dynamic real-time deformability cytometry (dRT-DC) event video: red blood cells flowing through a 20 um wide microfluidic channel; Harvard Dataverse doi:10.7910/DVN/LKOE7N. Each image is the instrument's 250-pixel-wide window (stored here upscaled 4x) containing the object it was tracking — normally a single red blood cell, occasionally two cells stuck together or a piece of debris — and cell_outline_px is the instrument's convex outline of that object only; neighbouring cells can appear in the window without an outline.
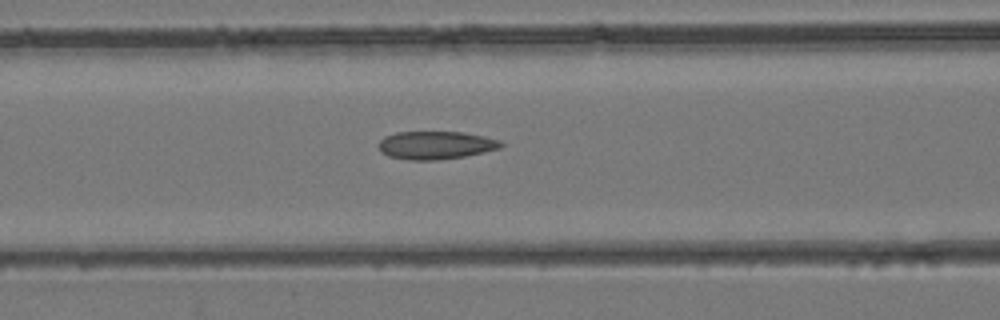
{"species": "common noctule bat (a hibernating species)", "species_latin": "Nyctalus noctula", "temperature_condition": "room temperature", "stored_images_in_passage": 43, "camera_frame_rate_fps": 3000, "um_per_image_px": 0.085, "animal": {"sex": "female", "body_mass_g": 24.6, "forearm_length_mm": 56.2}, "frame": {"image": 1, "passage_image": 18, "time_ms": 5.667, "image_size_px": [1000, 320], "cell_outline_px": [[504, 144], [500, 148], [464, 156], [436, 160], [408, 160], [388, 156], [380, 152], [376, 144], [384, 136], [396, 132], [464, 132], [484, 136], [500, 140]], "centroid_in_image_um": [36.98, 12.34], "position_along_channel_um": 129.6, "area_um2": 20.11}}
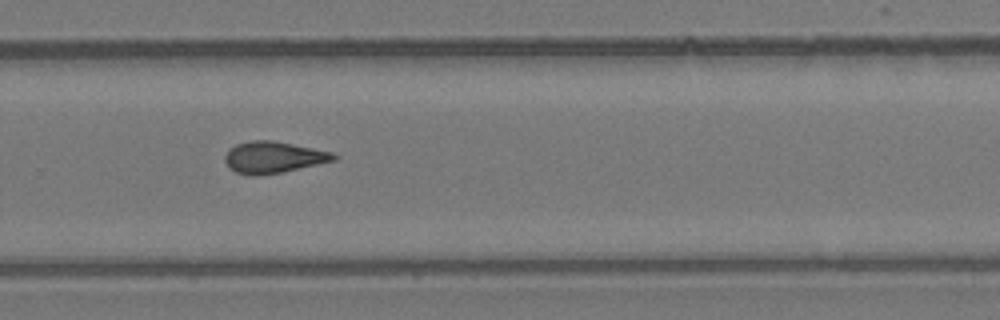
{"frame": {"image": 2, "passage_image": 29, "time_ms": 9.333, "image_size_px": [1000, 320], "cell_outline_px": [[340, 156], [336, 160], [280, 172], [256, 176], [248, 176], [236, 172], [228, 168], [224, 160], [224, 156], [228, 148], [236, 144], [252, 140], [272, 140], [332, 152]], "centroid_in_image_um": [23.19, 13.37], "position_along_channel_um": 306.6, "area_um2": 20.06}}
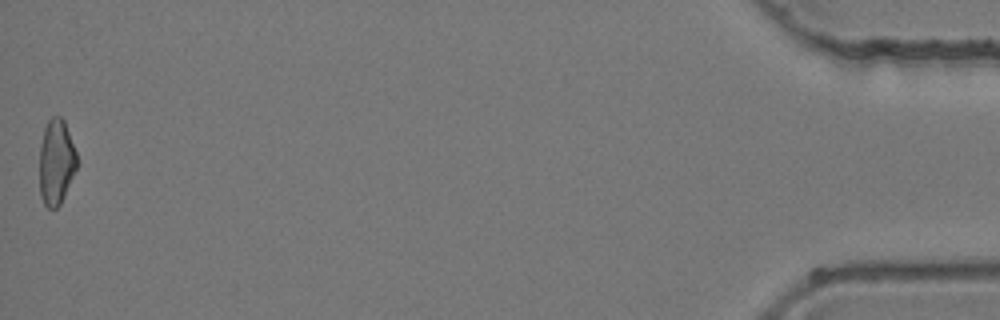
{"frame": {"image": 3, "passage_image": 43, "time_ms": 14.0, "image_size_px": [1000, 320], "cell_outline_px": [[76, 168], [64, 196], [60, 204], [56, 208], [48, 208], [44, 204], [40, 196], [40, 144], [44, 128], [48, 120], [52, 116], [60, 116], [64, 120], [76, 152]], "centroid_in_image_um": [4.76, 13.76], "position_along_channel_um": 430.4, "area_um2": 18.44}}